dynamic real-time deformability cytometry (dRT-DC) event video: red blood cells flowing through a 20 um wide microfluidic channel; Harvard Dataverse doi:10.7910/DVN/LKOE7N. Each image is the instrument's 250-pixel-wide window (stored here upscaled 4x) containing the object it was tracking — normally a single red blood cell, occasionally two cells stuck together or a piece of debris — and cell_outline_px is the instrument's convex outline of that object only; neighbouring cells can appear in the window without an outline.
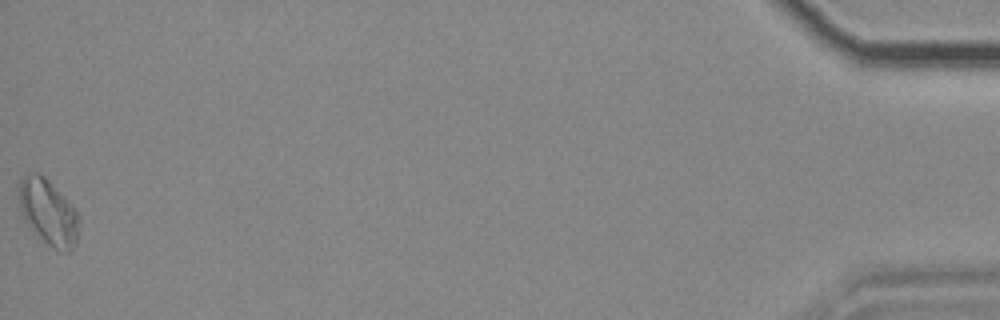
{"species": "common noctule bat (a hibernating species)", "species_latin": "Nyctalus noctula", "temperature_condition": "cold", "stored_images_in_passage": 40, "camera_frame_rate_fps": 3000, "um_per_image_px": 0.085, "animal": {"sex": "female", "body_mass_g": 18.4}, "frame": {"image": 1, "passage_image": 40, "time_ms": 13.0, "image_size_px": [1000, 320], "cell_outline_px": [[80, 224], [76, 244], [68, 252], [60, 252], [52, 248], [24, 220], [20, 208], [20, 180], [28, 172], [36, 172], [44, 176], [76, 208], [80, 216]], "centroid_in_image_um": [4.16, 18.05], "position_along_channel_um": 431.0, "area_um2": 22.95}}